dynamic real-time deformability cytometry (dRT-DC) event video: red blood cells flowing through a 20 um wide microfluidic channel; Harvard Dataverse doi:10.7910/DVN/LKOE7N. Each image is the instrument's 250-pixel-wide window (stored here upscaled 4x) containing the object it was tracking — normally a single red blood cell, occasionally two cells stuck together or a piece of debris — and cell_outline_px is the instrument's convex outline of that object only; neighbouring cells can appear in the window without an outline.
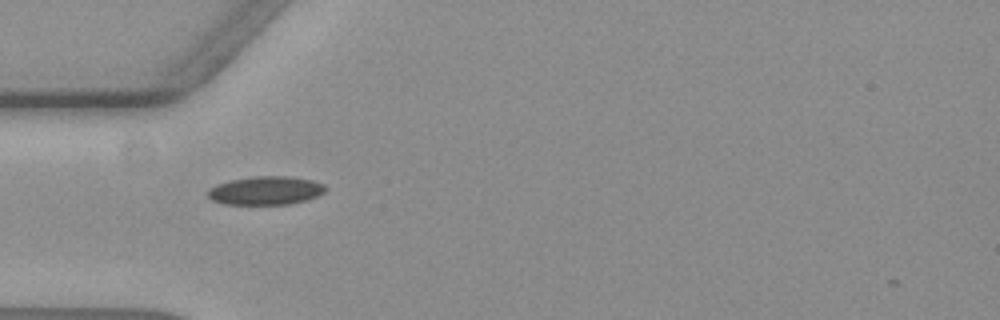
{"species": "common noctule bat (a hibernating species)", "species_latin": "Nyctalus noctula", "temperature_condition": "warm", "stored_images_in_passage": 4, "camera_frame_rate_fps": 3000, "um_per_image_px": 0.085, "animal": {"sex": "female", "body_mass_g": 19.3, "forearm_length_mm": 54.1}, "frame": {"image": 1, "passage_image": 1, "time_ms": 0.0, "image_size_px": [1000, 320], "cell_outline_px": [[328, 188], [324, 192], [308, 200], [288, 204], [224, 204], [212, 200], [208, 196], [208, 188], [216, 184], [232, 180], [252, 176], [288, 176], [312, 180], [324, 184]], "centroid_in_image_um": [22.59, 16.19], "position_along_channel_um": 62.4, "area_um2": 19.59}}
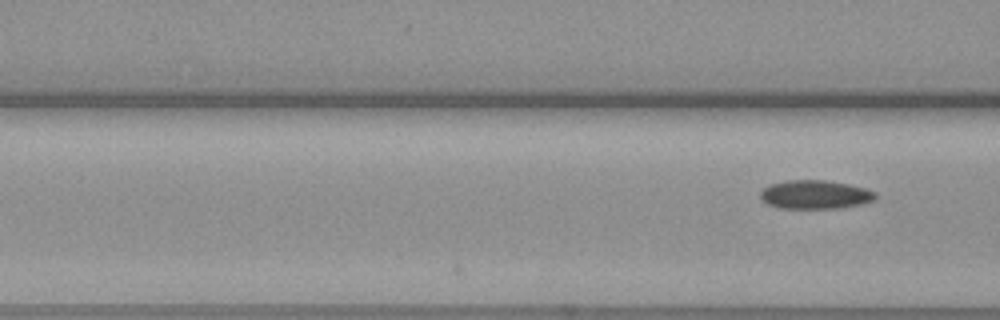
{"frame": {"image": 2, "passage_image": 4, "time_ms": 1.0, "image_size_px": [1000, 320], "cell_outline_px": [[876, 196], [872, 200], [860, 204], [836, 208], [780, 208], [768, 204], [760, 196], [760, 192], [764, 188], [772, 184], [784, 180], [824, 180], [848, 184], [864, 188], [876, 192]], "centroid_in_image_um": [69.26, 16.53], "position_along_channel_um": 97.3, "area_um2": 18.96}}